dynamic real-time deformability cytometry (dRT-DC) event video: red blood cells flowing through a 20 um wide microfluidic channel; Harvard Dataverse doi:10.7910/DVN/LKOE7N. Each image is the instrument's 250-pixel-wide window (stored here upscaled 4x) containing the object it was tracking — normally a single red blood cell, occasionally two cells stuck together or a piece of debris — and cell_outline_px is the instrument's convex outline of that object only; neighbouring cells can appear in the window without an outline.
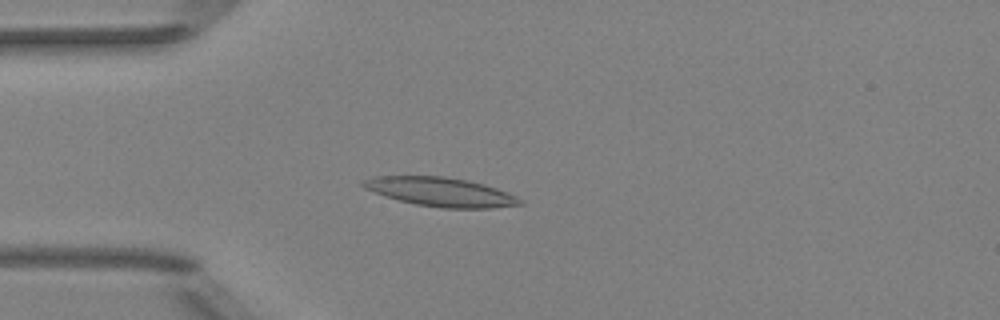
{"species": "Egyptian fruit bat (a non-hibernating species)", "species_latin": "Rousettus aegyptiacus", "temperature_condition": "room temperature", "stored_images_in_passage": 44, "camera_frame_rate_fps": 3000, "um_per_image_px": 0.085, "animal": {"sex": "female"}, "frame": {"image": 1, "passage_image": 7, "time_ms": 2.0, "image_size_px": [1000, 320], "cell_outline_px": [[524, 204], [492, 208], [440, 208], [416, 204], [384, 196], [364, 188], [360, 184], [360, 180], [376, 176], [444, 176], [468, 180], [484, 184], [508, 192], [524, 200]], "centroid_in_image_um": [37.46, 16.31], "position_along_channel_um": 47.5, "area_um2": 26.65}}
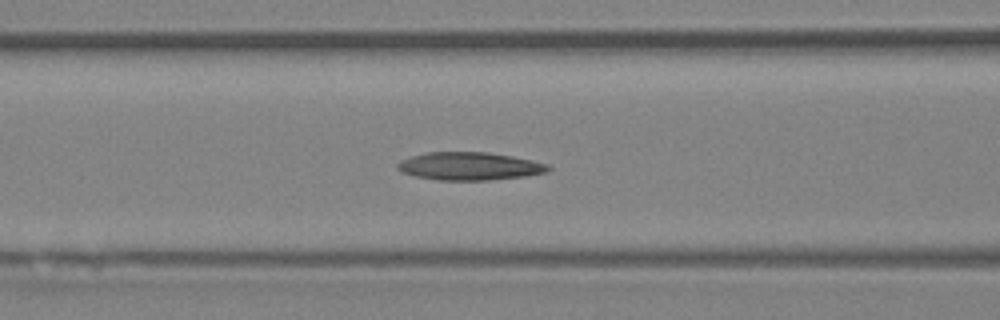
{"frame": {"image": 2, "passage_image": 14, "time_ms": 4.333, "image_size_px": [1000, 320], "cell_outline_px": [[552, 168], [548, 172], [524, 176], [488, 180], [436, 180], [416, 176], [404, 172], [396, 168], [396, 164], [400, 160], [412, 156], [428, 152], [488, 152], [512, 156], [532, 160], [548, 164]], "centroid_in_image_um": [39.92, 14.12], "position_along_channel_um": 126.7, "area_um2": 24.51}}
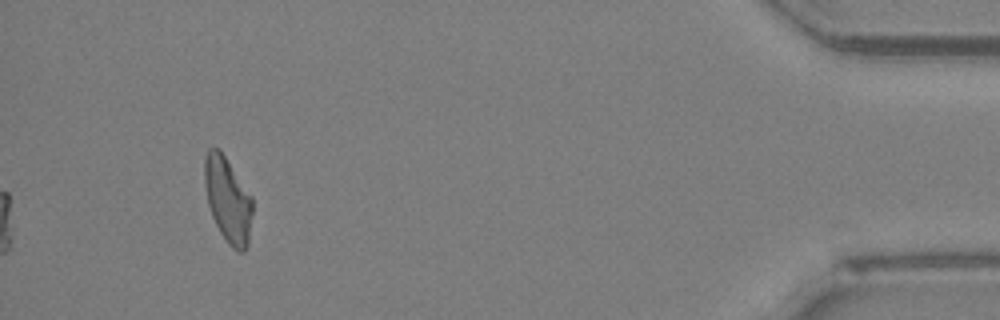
{"frame": {"image": 3, "passage_image": 41, "time_ms": 13.333, "image_size_px": [1000, 320], "cell_outline_px": [[252, 212], [248, 244], [244, 252], [240, 252], [232, 248], [228, 244], [220, 232], [212, 216], [208, 204], [204, 184], [204, 156], [208, 148], [220, 148], [252, 196]], "centroid_in_image_um": [19.35, 16.95], "position_along_channel_um": 415.8, "area_um2": 23.99}}